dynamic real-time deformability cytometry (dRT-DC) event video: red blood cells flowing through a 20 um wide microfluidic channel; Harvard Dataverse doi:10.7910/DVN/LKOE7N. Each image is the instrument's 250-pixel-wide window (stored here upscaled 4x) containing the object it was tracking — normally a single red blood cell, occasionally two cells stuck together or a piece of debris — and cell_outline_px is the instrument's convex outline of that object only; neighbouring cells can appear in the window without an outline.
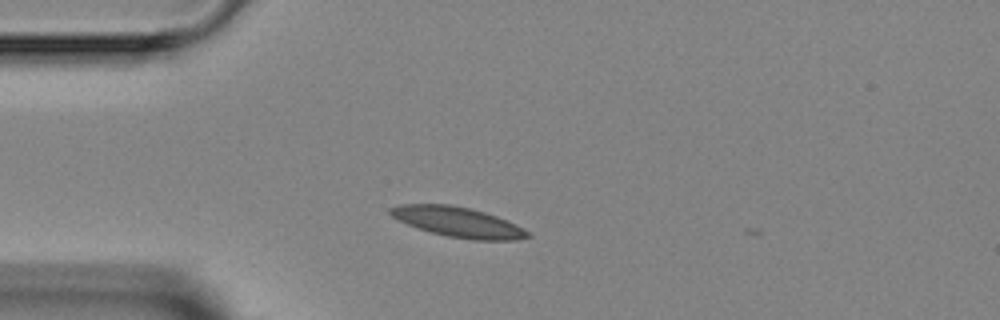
{"species": "Egyptian fruit bat (a non-hibernating species)", "species_latin": "Rousettus aegyptiacus", "temperature_condition": "room temperature", "stored_images_in_passage": 1, "camera_frame_rate_fps": 3000, "um_per_image_px": 0.085, "animal": {"sex": "female"}, "frame": {"image": 1, "passage_image": 1, "time_ms": 0.0, "image_size_px": [1000, 320], "cell_outline_px": [[532, 236], [516, 240], [472, 240], [448, 236], [432, 232], [408, 224], [392, 216], [388, 212], [388, 208], [400, 204], [448, 204], [468, 208], [484, 212], [496, 216], [516, 224], [528, 232]], "centroid_in_image_um": [38.93, 18.87], "position_along_channel_um": 46.1, "area_um2": 23.76}}